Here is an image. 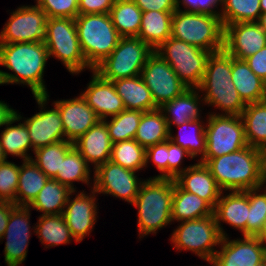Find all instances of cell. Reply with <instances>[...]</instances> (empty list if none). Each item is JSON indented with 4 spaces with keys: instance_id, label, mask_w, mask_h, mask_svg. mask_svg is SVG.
Instances as JSON below:
<instances>
[{
    "instance_id": "cell-52",
    "label": "cell",
    "mask_w": 266,
    "mask_h": 266,
    "mask_svg": "<svg viewBox=\"0 0 266 266\" xmlns=\"http://www.w3.org/2000/svg\"><path fill=\"white\" fill-rule=\"evenodd\" d=\"M15 203L8 201H0V239L4 235L11 210L15 207Z\"/></svg>"
},
{
    "instance_id": "cell-10",
    "label": "cell",
    "mask_w": 266,
    "mask_h": 266,
    "mask_svg": "<svg viewBox=\"0 0 266 266\" xmlns=\"http://www.w3.org/2000/svg\"><path fill=\"white\" fill-rule=\"evenodd\" d=\"M222 236L214 214L200 219L181 221L173 231L171 240L178 251L189 250L210 263L218 250Z\"/></svg>"
},
{
    "instance_id": "cell-11",
    "label": "cell",
    "mask_w": 266,
    "mask_h": 266,
    "mask_svg": "<svg viewBox=\"0 0 266 266\" xmlns=\"http://www.w3.org/2000/svg\"><path fill=\"white\" fill-rule=\"evenodd\" d=\"M206 122V152L203 158L230 154L248 145L241 116L212 113Z\"/></svg>"
},
{
    "instance_id": "cell-13",
    "label": "cell",
    "mask_w": 266,
    "mask_h": 266,
    "mask_svg": "<svg viewBox=\"0 0 266 266\" xmlns=\"http://www.w3.org/2000/svg\"><path fill=\"white\" fill-rule=\"evenodd\" d=\"M141 77L149 88L153 101L159 108L181 95L187 87L170 65L155 51L149 56L141 71Z\"/></svg>"
},
{
    "instance_id": "cell-3",
    "label": "cell",
    "mask_w": 266,
    "mask_h": 266,
    "mask_svg": "<svg viewBox=\"0 0 266 266\" xmlns=\"http://www.w3.org/2000/svg\"><path fill=\"white\" fill-rule=\"evenodd\" d=\"M233 59L224 49L211 53L202 81L197 87L199 92H205L204 104L213 105L224 112L217 115L241 116L246 107L232 81Z\"/></svg>"
},
{
    "instance_id": "cell-27",
    "label": "cell",
    "mask_w": 266,
    "mask_h": 266,
    "mask_svg": "<svg viewBox=\"0 0 266 266\" xmlns=\"http://www.w3.org/2000/svg\"><path fill=\"white\" fill-rule=\"evenodd\" d=\"M125 109L142 112L158 109L141 75L112 81Z\"/></svg>"
},
{
    "instance_id": "cell-37",
    "label": "cell",
    "mask_w": 266,
    "mask_h": 266,
    "mask_svg": "<svg viewBox=\"0 0 266 266\" xmlns=\"http://www.w3.org/2000/svg\"><path fill=\"white\" fill-rule=\"evenodd\" d=\"M90 165L86 162L81 153L73 147L61 163L60 171L54 178L59 183L69 187L76 192L73 182L81 181L87 185L90 183Z\"/></svg>"
},
{
    "instance_id": "cell-53",
    "label": "cell",
    "mask_w": 266,
    "mask_h": 266,
    "mask_svg": "<svg viewBox=\"0 0 266 266\" xmlns=\"http://www.w3.org/2000/svg\"><path fill=\"white\" fill-rule=\"evenodd\" d=\"M16 110L9 107V104L0 101V127L7 123L16 115Z\"/></svg>"
},
{
    "instance_id": "cell-45",
    "label": "cell",
    "mask_w": 266,
    "mask_h": 266,
    "mask_svg": "<svg viewBox=\"0 0 266 266\" xmlns=\"http://www.w3.org/2000/svg\"><path fill=\"white\" fill-rule=\"evenodd\" d=\"M36 5L48 18L75 19L79 15L78 0H36Z\"/></svg>"
},
{
    "instance_id": "cell-50",
    "label": "cell",
    "mask_w": 266,
    "mask_h": 266,
    "mask_svg": "<svg viewBox=\"0 0 266 266\" xmlns=\"http://www.w3.org/2000/svg\"><path fill=\"white\" fill-rule=\"evenodd\" d=\"M249 68L266 83V46L245 59Z\"/></svg>"
},
{
    "instance_id": "cell-14",
    "label": "cell",
    "mask_w": 266,
    "mask_h": 266,
    "mask_svg": "<svg viewBox=\"0 0 266 266\" xmlns=\"http://www.w3.org/2000/svg\"><path fill=\"white\" fill-rule=\"evenodd\" d=\"M92 188L97 194H109L133 204L144 181L137 178L136 172L107 161L94 169Z\"/></svg>"
},
{
    "instance_id": "cell-26",
    "label": "cell",
    "mask_w": 266,
    "mask_h": 266,
    "mask_svg": "<svg viewBox=\"0 0 266 266\" xmlns=\"http://www.w3.org/2000/svg\"><path fill=\"white\" fill-rule=\"evenodd\" d=\"M232 81L245 104L266 100V83L261 80L245 60H232Z\"/></svg>"
},
{
    "instance_id": "cell-6",
    "label": "cell",
    "mask_w": 266,
    "mask_h": 266,
    "mask_svg": "<svg viewBox=\"0 0 266 266\" xmlns=\"http://www.w3.org/2000/svg\"><path fill=\"white\" fill-rule=\"evenodd\" d=\"M171 37L212 53L224 49L220 16L177 9L172 15Z\"/></svg>"
},
{
    "instance_id": "cell-30",
    "label": "cell",
    "mask_w": 266,
    "mask_h": 266,
    "mask_svg": "<svg viewBox=\"0 0 266 266\" xmlns=\"http://www.w3.org/2000/svg\"><path fill=\"white\" fill-rule=\"evenodd\" d=\"M48 179L49 177L31 159L23 160L20 166L15 205L29 206Z\"/></svg>"
},
{
    "instance_id": "cell-48",
    "label": "cell",
    "mask_w": 266,
    "mask_h": 266,
    "mask_svg": "<svg viewBox=\"0 0 266 266\" xmlns=\"http://www.w3.org/2000/svg\"><path fill=\"white\" fill-rule=\"evenodd\" d=\"M183 4L185 12H197L201 14H208L220 16V11H215L217 6L223 8V0H176V8L180 10V5Z\"/></svg>"
},
{
    "instance_id": "cell-56",
    "label": "cell",
    "mask_w": 266,
    "mask_h": 266,
    "mask_svg": "<svg viewBox=\"0 0 266 266\" xmlns=\"http://www.w3.org/2000/svg\"><path fill=\"white\" fill-rule=\"evenodd\" d=\"M257 23L260 25V27L266 33V13H261V16L259 17Z\"/></svg>"
},
{
    "instance_id": "cell-8",
    "label": "cell",
    "mask_w": 266,
    "mask_h": 266,
    "mask_svg": "<svg viewBox=\"0 0 266 266\" xmlns=\"http://www.w3.org/2000/svg\"><path fill=\"white\" fill-rule=\"evenodd\" d=\"M154 50L138 37H121L116 48L94 71L103 79L114 81L141 75Z\"/></svg>"
},
{
    "instance_id": "cell-4",
    "label": "cell",
    "mask_w": 266,
    "mask_h": 266,
    "mask_svg": "<svg viewBox=\"0 0 266 266\" xmlns=\"http://www.w3.org/2000/svg\"><path fill=\"white\" fill-rule=\"evenodd\" d=\"M173 185L174 179L152 177L142 183L132 204L138 209L139 238L171 224Z\"/></svg>"
},
{
    "instance_id": "cell-47",
    "label": "cell",
    "mask_w": 266,
    "mask_h": 266,
    "mask_svg": "<svg viewBox=\"0 0 266 266\" xmlns=\"http://www.w3.org/2000/svg\"><path fill=\"white\" fill-rule=\"evenodd\" d=\"M168 140L163 143L153 145L146 149V167L150 160L153 161L156 168L162 172L153 178L167 179V162H168Z\"/></svg>"
},
{
    "instance_id": "cell-28",
    "label": "cell",
    "mask_w": 266,
    "mask_h": 266,
    "mask_svg": "<svg viewBox=\"0 0 266 266\" xmlns=\"http://www.w3.org/2000/svg\"><path fill=\"white\" fill-rule=\"evenodd\" d=\"M174 11L142 12L138 38L156 50L171 37L172 15Z\"/></svg>"
},
{
    "instance_id": "cell-7",
    "label": "cell",
    "mask_w": 266,
    "mask_h": 266,
    "mask_svg": "<svg viewBox=\"0 0 266 266\" xmlns=\"http://www.w3.org/2000/svg\"><path fill=\"white\" fill-rule=\"evenodd\" d=\"M44 43L49 57L53 56L62 61L71 74H79L85 68L92 70L82 53L75 19L48 18Z\"/></svg>"
},
{
    "instance_id": "cell-31",
    "label": "cell",
    "mask_w": 266,
    "mask_h": 266,
    "mask_svg": "<svg viewBox=\"0 0 266 266\" xmlns=\"http://www.w3.org/2000/svg\"><path fill=\"white\" fill-rule=\"evenodd\" d=\"M249 146L266 149V100L246 104L241 114Z\"/></svg>"
},
{
    "instance_id": "cell-22",
    "label": "cell",
    "mask_w": 266,
    "mask_h": 266,
    "mask_svg": "<svg viewBox=\"0 0 266 266\" xmlns=\"http://www.w3.org/2000/svg\"><path fill=\"white\" fill-rule=\"evenodd\" d=\"M220 195L213 214L218 225L219 232L223 237H227L226 231L223 230L221 222H225L235 229L242 232V236H246V223L249 215V190L231 191L223 196Z\"/></svg>"
},
{
    "instance_id": "cell-54",
    "label": "cell",
    "mask_w": 266,
    "mask_h": 266,
    "mask_svg": "<svg viewBox=\"0 0 266 266\" xmlns=\"http://www.w3.org/2000/svg\"><path fill=\"white\" fill-rule=\"evenodd\" d=\"M264 184H266V149L262 150L261 154V187L266 186Z\"/></svg>"
},
{
    "instance_id": "cell-29",
    "label": "cell",
    "mask_w": 266,
    "mask_h": 266,
    "mask_svg": "<svg viewBox=\"0 0 266 266\" xmlns=\"http://www.w3.org/2000/svg\"><path fill=\"white\" fill-rule=\"evenodd\" d=\"M213 215V208L195 194L181 189L174 181L172 197V222L200 219Z\"/></svg>"
},
{
    "instance_id": "cell-9",
    "label": "cell",
    "mask_w": 266,
    "mask_h": 266,
    "mask_svg": "<svg viewBox=\"0 0 266 266\" xmlns=\"http://www.w3.org/2000/svg\"><path fill=\"white\" fill-rule=\"evenodd\" d=\"M189 88H197L205 73L208 52L184 41L169 37L156 50Z\"/></svg>"
},
{
    "instance_id": "cell-23",
    "label": "cell",
    "mask_w": 266,
    "mask_h": 266,
    "mask_svg": "<svg viewBox=\"0 0 266 266\" xmlns=\"http://www.w3.org/2000/svg\"><path fill=\"white\" fill-rule=\"evenodd\" d=\"M174 181L184 191L205 200L213 209L222 193L209 168L201 162L188 166Z\"/></svg>"
},
{
    "instance_id": "cell-19",
    "label": "cell",
    "mask_w": 266,
    "mask_h": 266,
    "mask_svg": "<svg viewBox=\"0 0 266 266\" xmlns=\"http://www.w3.org/2000/svg\"><path fill=\"white\" fill-rule=\"evenodd\" d=\"M90 195L82 192L76 194L74 199L69 195L66 206L63 210V217L70 229L72 237L77 243L83 241V238L94 229L97 216L96 191L92 188ZM92 194V195H91ZM71 199V201H70Z\"/></svg>"
},
{
    "instance_id": "cell-36",
    "label": "cell",
    "mask_w": 266,
    "mask_h": 266,
    "mask_svg": "<svg viewBox=\"0 0 266 266\" xmlns=\"http://www.w3.org/2000/svg\"><path fill=\"white\" fill-rule=\"evenodd\" d=\"M34 233L45 244L46 249L61 244H69L73 239L62 214L40 215Z\"/></svg>"
},
{
    "instance_id": "cell-18",
    "label": "cell",
    "mask_w": 266,
    "mask_h": 266,
    "mask_svg": "<svg viewBox=\"0 0 266 266\" xmlns=\"http://www.w3.org/2000/svg\"><path fill=\"white\" fill-rule=\"evenodd\" d=\"M266 46V33L257 22H240L224 27V50L245 60Z\"/></svg>"
},
{
    "instance_id": "cell-1",
    "label": "cell",
    "mask_w": 266,
    "mask_h": 266,
    "mask_svg": "<svg viewBox=\"0 0 266 266\" xmlns=\"http://www.w3.org/2000/svg\"><path fill=\"white\" fill-rule=\"evenodd\" d=\"M49 59L44 42L0 44V65L14 72L0 70V83L25 84L34 96L46 95L43 74Z\"/></svg>"
},
{
    "instance_id": "cell-15",
    "label": "cell",
    "mask_w": 266,
    "mask_h": 266,
    "mask_svg": "<svg viewBox=\"0 0 266 266\" xmlns=\"http://www.w3.org/2000/svg\"><path fill=\"white\" fill-rule=\"evenodd\" d=\"M39 105L40 112L30 118H24V123L28 129L31 145L34 150L47 145L65 140L62 119L58 107L46 109L49 95L34 96ZM45 107V108H44ZM46 109V110H45Z\"/></svg>"
},
{
    "instance_id": "cell-20",
    "label": "cell",
    "mask_w": 266,
    "mask_h": 266,
    "mask_svg": "<svg viewBox=\"0 0 266 266\" xmlns=\"http://www.w3.org/2000/svg\"><path fill=\"white\" fill-rule=\"evenodd\" d=\"M54 104L62 119L65 140L72 143L100 121L81 94L74 99L56 100Z\"/></svg>"
},
{
    "instance_id": "cell-41",
    "label": "cell",
    "mask_w": 266,
    "mask_h": 266,
    "mask_svg": "<svg viewBox=\"0 0 266 266\" xmlns=\"http://www.w3.org/2000/svg\"><path fill=\"white\" fill-rule=\"evenodd\" d=\"M223 26L240 22H257L261 16L260 0H223L220 10Z\"/></svg>"
},
{
    "instance_id": "cell-21",
    "label": "cell",
    "mask_w": 266,
    "mask_h": 266,
    "mask_svg": "<svg viewBox=\"0 0 266 266\" xmlns=\"http://www.w3.org/2000/svg\"><path fill=\"white\" fill-rule=\"evenodd\" d=\"M92 73L91 81L81 96L99 119L104 120L116 116L125 110L122 98L117 94L113 82L103 79L94 70Z\"/></svg>"
},
{
    "instance_id": "cell-59",
    "label": "cell",
    "mask_w": 266,
    "mask_h": 266,
    "mask_svg": "<svg viewBox=\"0 0 266 266\" xmlns=\"http://www.w3.org/2000/svg\"><path fill=\"white\" fill-rule=\"evenodd\" d=\"M255 266H266V258L260 263Z\"/></svg>"
},
{
    "instance_id": "cell-43",
    "label": "cell",
    "mask_w": 266,
    "mask_h": 266,
    "mask_svg": "<svg viewBox=\"0 0 266 266\" xmlns=\"http://www.w3.org/2000/svg\"><path fill=\"white\" fill-rule=\"evenodd\" d=\"M249 189V215L246 223V236H257L266 220V189Z\"/></svg>"
},
{
    "instance_id": "cell-35",
    "label": "cell",
    "mask_w": 266,
    "mask_h": 266,
    "mask_svg": "<svg viewBox=\"0 0 266 266\" xmlns=\"http://www.w3.org/2000/svg\"><path fill=\"white\" fill-rule=\"evenodd\" d=\"M109 15L121 37H138L142 10L133 0H115Z\"/></svg>"
},
{
    "instance_id": "cell-17",
    "label": "cell",
    "mask_w": 266,
    "mask_h": 266,
    "mask_svg": "<svg viewBox=\"0 0 266 266\" xmlns=\"http://www.w3.org/2000/svg\"><path fill=\"white\" fill-rule=\"evenodd\" d=\"M30 208L15 206L10 213L6 231L0 240L6 239L4 259L7 266H20L26 259L31 235Z\"/></svg>"
},
{
    "instance_id": "cell-49",
    "label": "cell",
    "mask_w": 266,
    "mask_h": 266,
    "mask_svg": "<svg viewBox=\"0 0 266 266\" xmlns=\"http://www.w3.org/2000/svg\"><path fill=\"white\" fill-rule=\"evenodd\" d=\"M115 0H78L79 15L108 14Z\"/></svg>"
},
{
    "instance_id": "cell-42",
    "label": "cell",
    "mask_w": 266,
    "mask_h": 266,
    "mask_svg": "<svg viewBox=\"0 0 266 266\" xmlns=\"http://www.w3.org/2000/svg\"><path fill=\"white\" fill-rule=\"evenodd\" d=\"M142 114L140 110L125 109L110 121L104 119L112 144L134 139Z\"/></svg>"
},
{
    "instance_id": "cell-34",
    "label": "cell",
    "mask_w": 266,
    "mask_h": 266,
    "mask_svg": "<svg viewBox=\"0 0 266 266\" xmlns=\"http://www.w3.org/2000/svg\"><path fill=\"white\" fill-rule=\"evenodd\" d=\"M72 192L69 187L49 178L28 207L39 210L42 212L41 215L62 214Z\"/></svg>"
},
{
    "instance_id": "cell-40",
    "label": "cell",
    "mask_w": 266,
    "mask_h": 266,
    "mask_svg": "<svg viewBox=\"0 0 266 266\" xmlns=\"http://www.w3.org/2000/svg\"><path fill=\"white\" fill-rule=\"evenodd\" d=\"M202 124L203 122L201 119L183 123L177 127L182 131L183 129L191 127L192 130L194 129L193 133H191L192 130H190L188 134V131L181 133L179 130V134H177V136H173L172 133L169 132V140L187 150L192 158H195L200 154V159H202L206 152L205 125Z\"/></svg>"
},
{
    "instance_id": "cell-12",
    "label": "cell",
    "mask_w": 266,
    "mask_h": 266,
    "mask_svg": "<svg viewBox=\"0 0 266 266\" xmlns=\"http://www.w3.org/2000/svg\"><path fill=\"white\" fill-rule=\"evenodd\" d=\"M47 19L36 4L17 8L0 33V44L44 42Z\"/></svg>"
},
{
    "instance_id": "cell-46",
    "label": "cell",
    "mask_w": 266,
    "mask_h": 266,
    "mask_svg": "<svg viewBox=\"0 0 266 266\" xmlns=\"http://www.w3.org/2000/svg\"><path fill=\"white\" fill-rule=\"evenodd\" d=\"M184 156L192 158L187 150L168 139L167 179H175L188 168L180 167Z\"/></svg>"
},
{
    "instance_id": "cell-57",
    "label": "cell",
    "mask_w": 266,
    "mask_h": 266,
    "mask_svg": "<svg viewBox=\"0 0 266 266\" xmlns=\"http://www.w3.org/2000/svg\"><path fill=\"white\" fill-rule=\"evenodd\" d=\"M261 13H266V0H260Z\"/></svg>"
},
{
    "instance_id": "cell-51",
    "label": "cell",
    "mask_w": 266,
    "mask_h": 266,
    "mask_svg": "<svg viewBox=\"0 0 266 266\" xmlns=\"http://www.w3.org/2000/svg\"><path fill=\"white\" fill-rule=\"evenodd\" d=\"M135 4L142 10L147 11H175L176 0H133Z\"/></svg>"
},
{
    "instance_id": "cell-55",
    "label": "cell",
    "mask_w": 266,
    "mask_h": 266,
    "mask_svg": "<svg viewBox=\"0 0 266 266\" xmlns=\"http://www.w3.org/2000/svg\"><path fill=\"white\" fill-rule=\"evenodd\" d=\"M266 247V220L264 221L263 227L259 234L256 236Z\"/></svg>"
},
{
    "instance_id": "cell-39",
    "label": "cell",
    "mask_w": 266,
    "mask_h": 266,
    "mask_svg": "<svg viewBox=\"0 0 266 266\" xmlns=\"http://www.w3.org/2000/svg\"><path fill=\"white\" fill-rule=\"evenodd\" d=\"M110 161L138 172L146 167V149L135 139L117 142L112 144Z\"/></svg>"
},
{
    "instance_id": "cell-44",
    "label": "cell",
    "mask_w": 266,
    "mask_h": 266,
    "mask_svg": "<svg viewBox=\"0 0 266 266\" xmlns=\"http://www.w3.org/2000/svg\"><path fill=\"white\" fill-rule=\"evenodd\" d=\"M20 166L5 161L0 164V201L15 202Z\"/></svg>"
},
{
    "instance_id": "cell-16",
    "label": "cell",
    "mask_w": 266,
    "mask_h": 266,
    "mask_svg": "<svg viewBox=\"0 0 266 266\" xmlns=\"http://www.w3.org/2000/svg\"><path fill=\"white\" fill-rule=\"evenodd\" d=\"M228 238L221 239V250L210 262L212 266H255L266 258V247L256 236L235 240Z\"/></svg>"
},
{
    "instance_id": "cell-33",
    "label": "cell",
    "mask_w": 266,
    "mask_h": 266,
    "mask_svg": "<svg viewBox=\"0 0 266 266\" xmlns=\"http://www.w3.org/2000/svg\"><path fill=\"white\" fill-rule=\"evenodd\" d=\"M134 139L145 149L169 139L167 122L159 108L143 112Z\"/></svg>"
},
{
    "instance_id": "cell-38",
    "label": "cell",
    "mask_w": 266,
    "mask_h": 266,
    "mask_svg": "<svg viewBox=\"0 0 266 266\" xmlns=\"http://www.w3.org/2000/svg\"><path fill=\"white\" fill-rule=\"evenodd\" d=\"M74 147L71 141L62 140L34 150L30 158L49 178L54 179L60 171L65 155Z\"/></svg>"
},
{
    "instance_id": "cell-58",
    "label": "cell",
    "mask_w": 266,
    "mask_h": 266,
    "mask_svg": "<svg viewBox=\"0 0 266 266\" xmlns=\"http://www.w3.org/2000/svg\"><path fill=\"white\" fill-rule=\"evenodd\" d=\"M6 160H7V158L5 157L3 149H2V147L0 145V164L5 162Z\"/></svg>"
},
{
    "instance_id": "cell-25",
    "label": "cell",
    "mask_w": 266,
    "mask_h": 266,
    "mask_svg": "<svg viewBox=\"0 0 266 266\" xmlns=\"http://www.w3.org/2000/svg\"><path fill=\"white\" fill-rule=\"evenodd\" d=\"M198 93L197 88H188L178 97L159 107L166 119L169 132H171L172 125L179 126L201 118L199 105L204 100Z\"/></svg>"
},
{
    "instance_id": "cell-2",
    "label": "cell",
    "mask_w": 266,
    "mask_h": 266,
    "mask_svg": "<svg viewBox=\"0 0 266 266\" xmlns=\"http://www.w3.org/2000/svg\"><path fill=\"white\" fill-rule=\"evenodd\" d=\"M262 150L247 145L238 151L214 158H202L223 191H246L261 187Z\"/></svg>"
},
{
    "instance_id": "cell-5",
    "label": "cell",
    "mask_w": 266,
    "mask_h": 266,
    "mask_svg": "<svg viewBox=\"0 0 266 266\" xmlns=\"http://www.w3.org/2000/svg\"><path fill=\"white\" fill-rule=\"evenodd\" d=\"M75 25L87 65L94 70L116 48L121 36L109 13L78 15Z\"/></svg>"
},
{
    "instance_id": "cell-32",
    "label": "cell",
    "mask_w": 266,
    "mask_h": 266,
    "mask_svg": "<svg viewBox=\"0 0 266 266\" xmlns=\"http://www.w3.org/2000/svg\"><path fill=\"white\" fill-rule=\"evenodd\" d=\"M22 120V116L16 112V115L7 123V127L0 135V145L6 158L8 154L21 157L23 160L32 158L27 152L29 148L32 150L31 140L25 123H13Z\"/></svg>"
},
{
    "instance_id": "cell-24",
    "label": "cell",
    "mask_w": 266,
    "mask_h": 266,
    "mask_svg": "<svg viewBox=\"0 0 266 266\" xmlns=\"http://www.w3.org/2000/svg\"><path fill=\"white\" fill-rule=\"evenodd\" d=\"M74 147L81 153L88 164L97 166L110 160L112 142L106 123L100 120L84 135L73 142Z\"/></svg>"
}]
</instances>
